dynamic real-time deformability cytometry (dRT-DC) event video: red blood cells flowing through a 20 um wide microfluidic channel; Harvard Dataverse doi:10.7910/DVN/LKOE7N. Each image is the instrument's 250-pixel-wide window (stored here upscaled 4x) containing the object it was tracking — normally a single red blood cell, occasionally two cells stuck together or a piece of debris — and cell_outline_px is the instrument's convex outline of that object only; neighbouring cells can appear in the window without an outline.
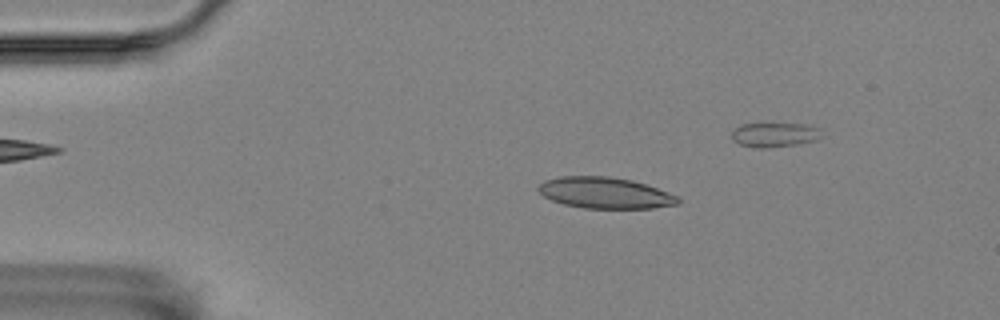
{"species": "Egyptian fruit bat (a non-hibernating species)", "species_latin": "Rousettus aegyptiacus", "temperature_condition": "room temperature", "stored_images_in_passage": 45, "camera_frame_rate_fps": 3000, "um_per_image_px": 0.085, "animal": {"sex": "female"}, "frame": {"image": 1, "passage_image": 10, "time_ms": 3.0, "image_size_px": [1000, 320], "cell_outline_px": [[680, 204], [652, 208], [584, 208], [564, 204], [552, 200], [544, 196], [536, 188], [544, 180], [560, 176], [608, 176], [632, 180], [668, 192], [676, 196], [680, 200]], "centroid_in_image_um": [51.41, 16.39], "position_along_channel_um": 33.6, "area_um2": 25.26}}
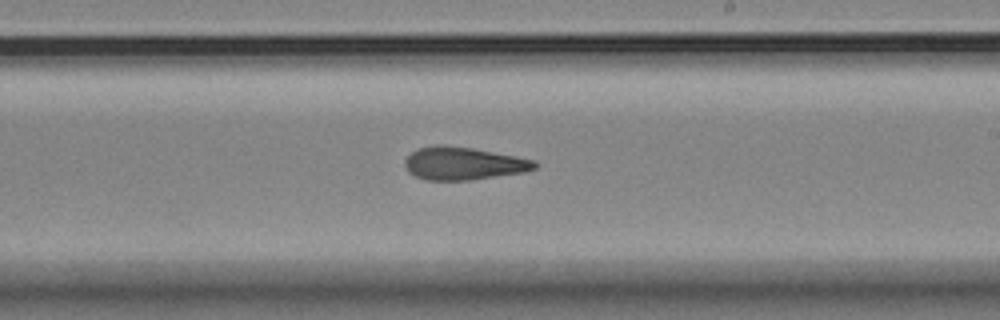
{"frame": {"image": 2, "passage_image": 32, "time_ms": 10.333, "image_size_px": [1000, 320], "cell_outline_px": [[536, 168], [524, 172], [472, 180], [428, 180], [416, 176], [408, 172], [404, 164], [404, 160], [412, 152], [420, 148], [436, 144], [444, 144], [472, 148], [516, 156], [536, 160]], "centroid_in_image_um": [39.38, 13.89], "position_along_channel_um": 249.6, "area_um2": 24.85}}
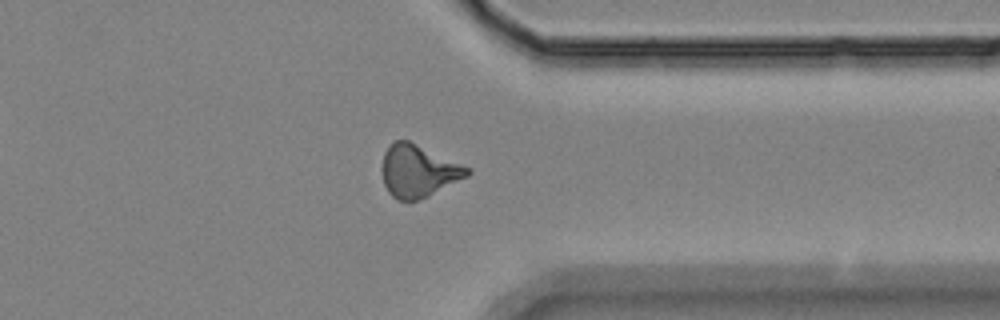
{"frame": {"image": 3, "passage_image": 43, "time_ms": 14.0, "image_size_px": [1000, 320], "cell_outline_px": [[472, 172], [468, 176], [428, 196], [416, 200], [396, 200], [388, 192], [384, 184], [384, 152], [396, 140], [408, 140], [472, 168]], "centroid_in_image_um": [35.6, 14.54], "position_along_channel_um": 375.8, "area_um2": 25.61}}